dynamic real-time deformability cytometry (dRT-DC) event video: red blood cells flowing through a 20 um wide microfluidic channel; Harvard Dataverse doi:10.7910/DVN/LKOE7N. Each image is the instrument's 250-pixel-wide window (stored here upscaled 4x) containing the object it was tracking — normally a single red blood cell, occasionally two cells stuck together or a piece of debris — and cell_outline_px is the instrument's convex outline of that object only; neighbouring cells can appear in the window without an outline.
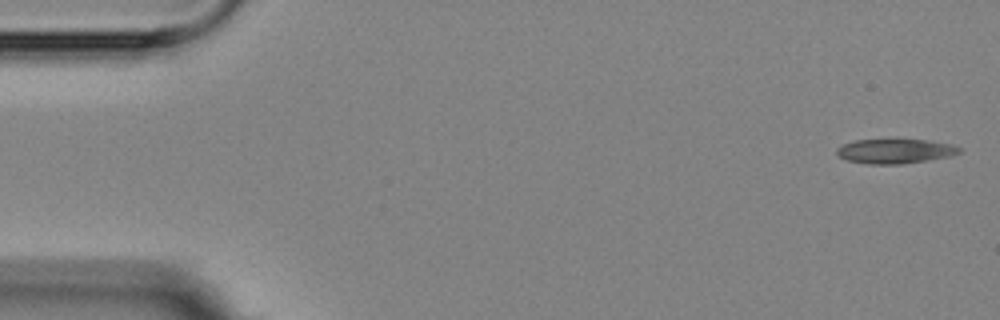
{"species": "Egyptian fruit bat (a non-hibernating species)", "species_latin": "Rousettus aegyptiacus", "temperature_condition": "room temperature", "stored_images_in_passage": 5, "camera_frame_rate_fps": 3000, "um_per_image_px": 0.085, "animal": {"sex": "female"}, "frame": {"image": 1, "passage_image": 1, "time_ms": 0.0, "image_size_px": [1000, 320], "cell_outline_px": [[960, 152], [952, 156], [900, 164], [868, 164], [848, 160], [840, 156], [836, 152], [836, 148], [852, 140], [896, 136], [928, 140], [952, 144], [960, 148]], "centroid_in_image_um": [76.07, 12.78], "position_along_channel_um": 8.9, "area_um2": 18.44}}
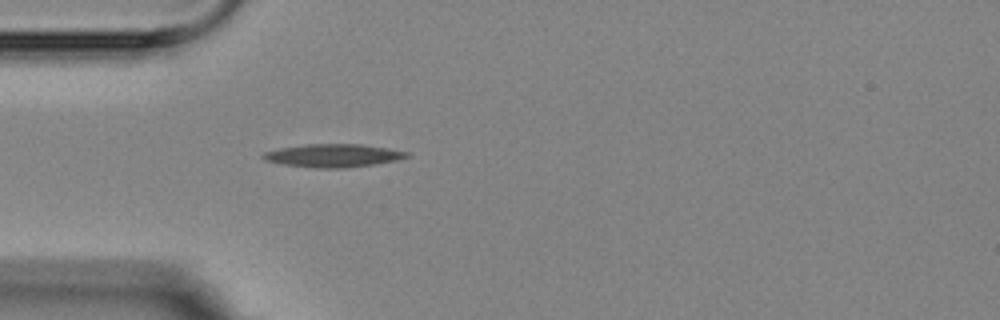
{"frame": {"image": 2, "passage_image": 5, "time_ms": 4.667, "image_size_px": [1000, 320], "cell_outline_px": [[412, 156], [396, 160], [372, 164], [344, 168], [316, 168], [284, 164], [264, 160], [260, 156], [264, 152], [280, 148], [308, 144], [360, 144], [388, 148], [408, 152]], "centroid_in_image_um": [28.32, 13.22], "position_along_channel_um": 56.7, "area_um2": 19.19}}